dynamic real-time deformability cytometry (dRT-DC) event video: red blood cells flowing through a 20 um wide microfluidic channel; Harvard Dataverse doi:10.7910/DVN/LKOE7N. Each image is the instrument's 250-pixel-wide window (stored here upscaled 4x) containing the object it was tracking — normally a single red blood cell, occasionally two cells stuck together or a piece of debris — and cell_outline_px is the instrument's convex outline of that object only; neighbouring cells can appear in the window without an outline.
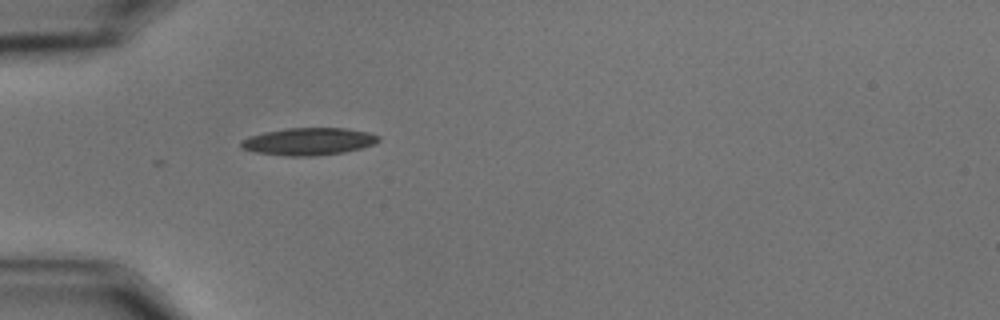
{"species": "common noctule bat (a hibernating species)", "species_latin": "Nyctalus noctula", "temperature_condition": "cold", "stored_images_in_passage": 18, "camera_frame_rate_fps": 3000, "um_per_image_px": 0.085, "animal": {"sex": "male", "body_mass_g": 15.6}, "frame": {"image": 1, "passage_image": 1, "time_ms": 0.0, "image_size_px": [1000, 320], "cell_outline_px": [[380, 140], [376, 144], [364, 148], [344, 152], [312, 156], [288, 156], [256, 152], [240, 148], [240, 140], [248, 136], [264, 132], [288, 128], [344, 128], [368, 132], [380, 136]], "centroid_in_image_um": [26.24, 12.02], "position_along_channel_um": 58.8, "area_um2": 22.08}}
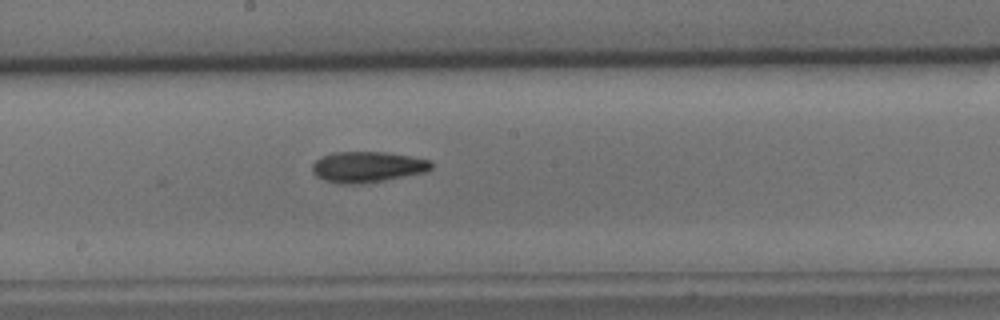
{"frame": {"image": 2, "passage_image": 15, "time_ms": 4.667, "image_size_px": [1000, 320], "cell_outline_px": [[432, 168], [424, 172], [384, 180], [360, 184], [340, 184], [324, 180], [316, 176], [312, 172], [312, 164], [320, 156], [332, 152], [384, 152], [432, 160]], "centroid_in_image_um": [31.18, 14.19], "position_along_channel_um": 217.0, "area_um2": 21.39}}
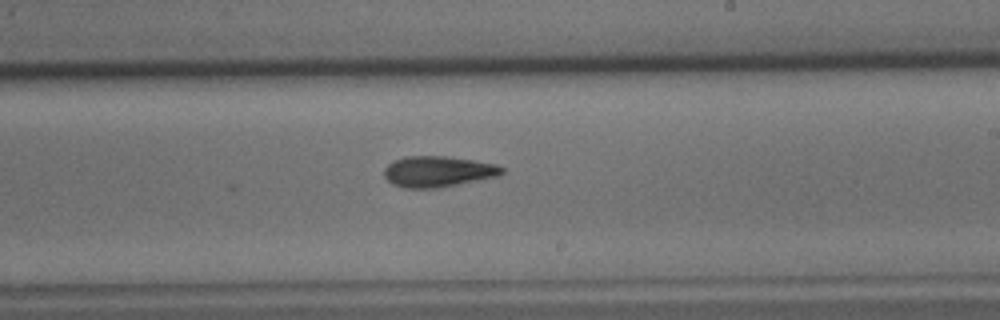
{"frame": {"image": 3, "passage_image": 18, "time_ms": 5.667, "image_size_px": [1000, 320], "cell_outline_px": [[504, 172], [500, 176], [436, 188], [404, 188], [392, 184], [384, 176], [384, 168], [392, 160], [404, 156], [444, 156], [472, 160], [496, 164], [504, 168]], "centroid_in_image_um": [37.21, 14.58], "position_along_channel_um": 251.8, "area_um2": 21.27}}